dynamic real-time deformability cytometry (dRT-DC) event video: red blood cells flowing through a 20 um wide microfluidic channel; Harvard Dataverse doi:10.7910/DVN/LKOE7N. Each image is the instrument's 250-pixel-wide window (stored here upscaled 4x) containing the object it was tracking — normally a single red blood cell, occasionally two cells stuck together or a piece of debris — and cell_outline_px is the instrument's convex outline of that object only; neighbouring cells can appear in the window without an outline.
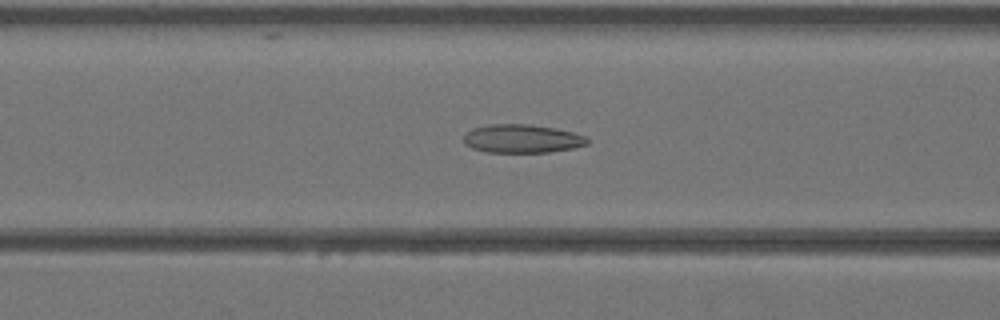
{"species": "Egyptian fruit bat (a non-hibernating species)", "species_latin": "Rousettus aegyptiacus", "temperature_condition": "warm", "stored_images_in_passage": 43, "camera_frame_rate_fps": 3000, "um_per_image_px": 0.085, "animal": {"sex": "female"}, "frame": {"image": 1, "passage_image": 18, "time_ms": 5.667, "image_size_px": [1000, 320], "cell_outline_px": [[588, 144], [572, 148], [548, 152], [488, 152], [472, 148], [464, 144], [464, 136], [472, 128], [488, 124], [528, 124], [556, 128], [588, 136]], "centroid_in_image_um": [44.38, 11.78], "position_along_channel_um": 122.2, "area_um2": 20.52}}
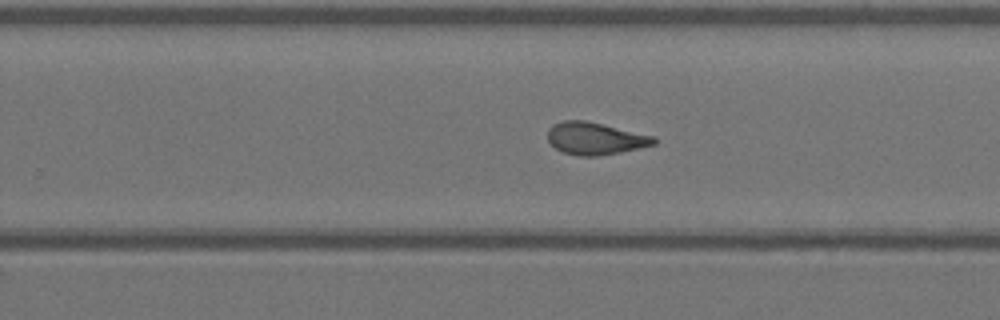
{"frame": {"image": 2, "passage_image": 28, "time_ms": 9.0, "image_size_px": [1000, 320], "cell_outline_px": [[656, 144], [620, 152], [596, 156], [580, 156], [564, 152], [556, 148], [548, 140], [548, 128], [552, 124], [564, 120], [584, 120], [652, 136], [656, 140]], "centroid_in_image_um": [50.54, 11.77], "position_along_channel_um": 279.3, "area_um2": 19.59}}
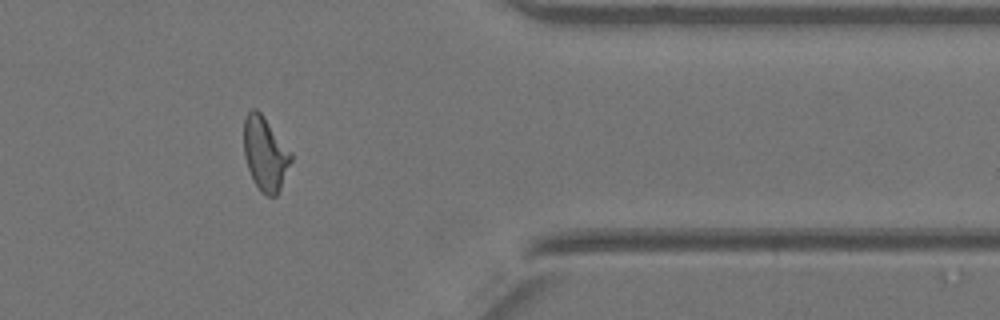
{"frame": {"image": 3, "passage_image": 36, "time_ms": 11.667, "image_size_px": [1000, 320], "cell_outline_px": [[292, 160], [280, 188], [276, 196], [268, 196], [260, 192], [248, 168], [244, 156], [244, 116], [252, 108], [256, 108], [260, 112], [292, 152]], "centroid_in_image_um": [22.54, 13.05], "position_along_channel_um": 388.9, "area_um2": 20.17}}